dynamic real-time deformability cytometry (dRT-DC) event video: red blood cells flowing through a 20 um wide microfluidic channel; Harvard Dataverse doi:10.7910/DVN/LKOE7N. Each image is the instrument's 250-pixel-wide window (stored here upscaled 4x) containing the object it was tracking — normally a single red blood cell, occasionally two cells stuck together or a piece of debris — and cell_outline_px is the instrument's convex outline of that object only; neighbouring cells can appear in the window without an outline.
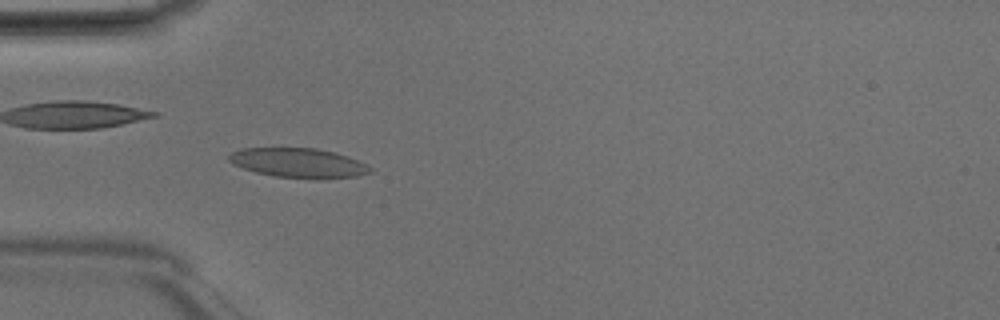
{"species": "Egyptian fruit bat (a non-hibernating species)", "species_latin": "Rousettus aegyptiacus", "temperature_condition": "room temperature", "stored_images_in_passage": 47, "camera_frame_rate_fps": 3000, "um_per_image_px": 0.085, "animal": {"sex": "male"}, "frame": {"image": 1, "passage_image": 14, "time_ms": 4.333, "image_size_px": [1000, 320], "cell_outline_px": [[372, 172], [356, 176], [276, 176], [256, 172], [232, 164], [228, 160], [228, 156], [232, 152], [240, 148], [316, 148], [348, 156], [368, 164], [372, 168]], "centroid_in_image_um": [25.32, 13.8], "position_along_channel_um": 59.7, "area_um2": 23.35}}
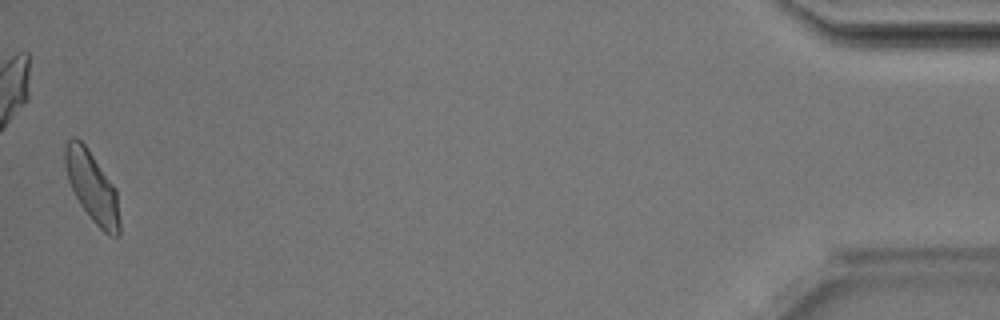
{"frame": {"image": 2, "passage_image": 47, "time_ms": 15.333, "image_size_px": [1000, 320], "cell_outline_px": [[120, 236], [108, 236], [92, 220], [80, 204], [68, 180], [64, 164], [64, 144], [72, 136], [76, 136], [84, 144], [116, 188], [120, 220]], "centroid_in_image_um": [7.83, 15.88], "position_along_channel_um": 427.4, "area_um2": 22.43}, "authors_computed_cell_mechanics": {"area_um2": 23.0622, "velocity_mm_per_s": 4.1845, "shape_relaxation_time_tau1_ms": 2.5053, "shape_relaxation_time_tau2_ms": 0.7741, "deformation_change_tau1": 0.1091, "deformation_change_tau2": 0.0519}}